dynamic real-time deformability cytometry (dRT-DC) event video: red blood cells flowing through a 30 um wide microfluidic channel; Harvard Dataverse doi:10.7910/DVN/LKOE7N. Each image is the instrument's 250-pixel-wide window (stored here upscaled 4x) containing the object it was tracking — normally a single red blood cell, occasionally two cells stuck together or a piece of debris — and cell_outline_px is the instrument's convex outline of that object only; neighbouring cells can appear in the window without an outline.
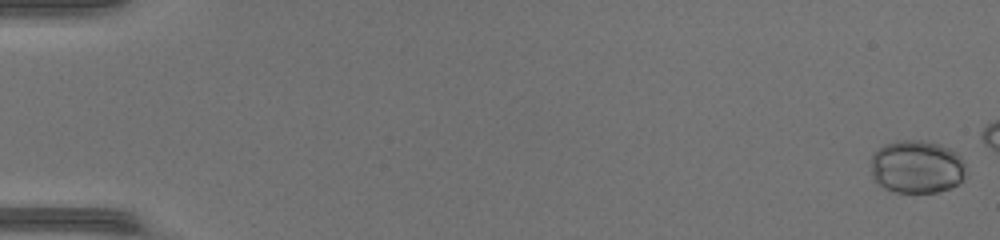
{"species": "common noctule bat (a hibernating species)", "species_latin": "Nyctalus noctula", "temperature_condition": "warm", "stored_images_in_passage": 15, "camera_frame_rate_fps": 3000, "um_per_image_px": 0.085, "animal": {"sex": "female", "body_mass_g": 17.0, "forearm_length_mm": 48.0}, "frame": {"image": 1, "passage_image": 1, "time_ms": 0.0, "image_size_px": [1000, 240], "cell_outline_px": [[964, 176], [956, 184], [948, 188], [936, 192], [896, 192], [884, 188], [872, 176], [872, 156], [884, 144], [900, 140], [916, 140], [936, 144], [948, 148], [956, 152], [960, 156], [964, 164]], "centroid_in_image_um": [77.91, 14.18], "position_along_channel_um": 7.1, "area_um2": 28.84}}